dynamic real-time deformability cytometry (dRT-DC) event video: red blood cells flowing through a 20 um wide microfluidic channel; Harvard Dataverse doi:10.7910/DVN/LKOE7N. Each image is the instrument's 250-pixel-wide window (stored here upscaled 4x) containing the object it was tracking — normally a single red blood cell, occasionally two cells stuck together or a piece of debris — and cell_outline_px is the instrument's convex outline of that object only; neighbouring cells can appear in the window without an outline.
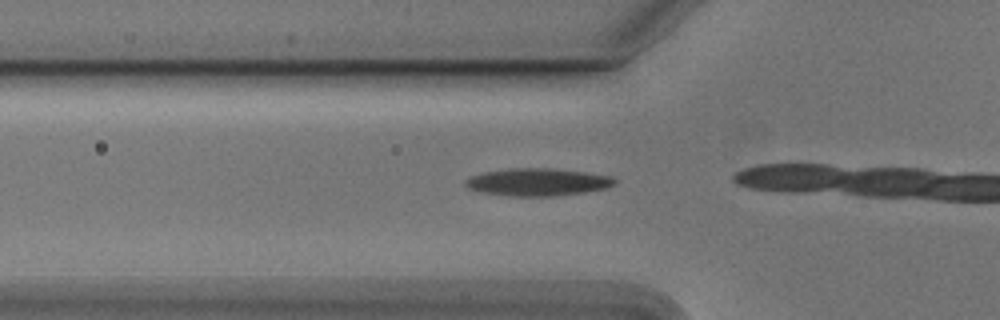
{"species": "Egyptian fruit bat (a non-hibernating species)", "species_latin": "Rousettus aegyptiacus", "temperature_condition": "cold", "stored_images_in_passage": 15, "camera_frame_rate_fps": 3000, "um_per_image_px": 0.085, "animal": {"sex": "male"}, "frame": {"image": 1, "passage_image": 13, "time_ms": 4.0, "image_size_px": [1000, 320], "cell_outline_px": [[616, 184], [608, 188], [584, 192], [552, 196], [512, 196], [480, 192], [468, 188], [464, 184], [464, 180], [472, 176], [484, 172], [512, 168], [552, 168], [584, 172], [612, 176], [616, 180]], "centroid_in_image_um": [45.71, 15.47], "position_along_channel_um": 80.1, "area_um2": 23.93}}